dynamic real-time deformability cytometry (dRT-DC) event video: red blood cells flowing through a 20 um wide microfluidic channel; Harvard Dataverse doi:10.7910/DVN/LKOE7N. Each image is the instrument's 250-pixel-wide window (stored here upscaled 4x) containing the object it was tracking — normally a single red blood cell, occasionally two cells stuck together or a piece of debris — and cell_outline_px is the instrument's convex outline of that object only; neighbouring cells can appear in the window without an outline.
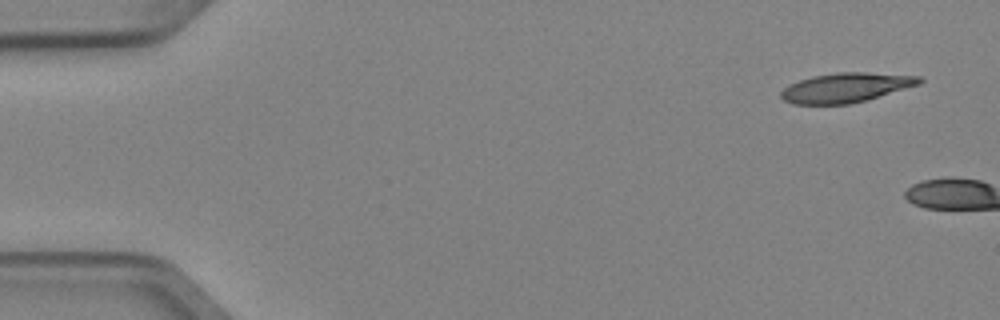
{"species": "Egyptian fruit bat (a non-hibernating species)", "species_latin": "Rousettus aegyptiacus", "temperature_condition": "cold", "stored_images_in_passage": 2, "camera_frame_rate_fps": 3000, "um_per_image_px": 0.085, "animal": {"sex": "female"}, "frame": {"image": 1, "passage_image": 1, "time_ms": 0.0, "image_size_px": [1000, 320], "cell_outline_px": [[924, 80], [920, 84], [868, 100], [848, 104], [792, 104], [784, 100], [780, 96], [780, 92], [788, 84], [812, 76], [836, 72], [864, 72], [920, 76]], "centroid_in_image_um": [71.9, 7.45], "position_along_channel_um": 13.1, "area_um2": 23.93}}